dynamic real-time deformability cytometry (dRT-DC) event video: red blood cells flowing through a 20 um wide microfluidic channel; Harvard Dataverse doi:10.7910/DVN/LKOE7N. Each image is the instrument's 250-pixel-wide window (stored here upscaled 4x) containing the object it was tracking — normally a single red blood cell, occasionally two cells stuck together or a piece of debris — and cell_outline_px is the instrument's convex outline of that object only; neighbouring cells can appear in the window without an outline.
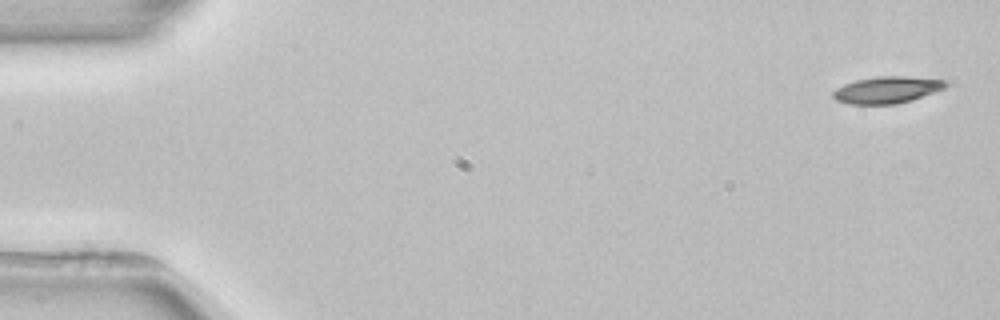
{"species": "common noctule bat (a hibernating species)", "species_latin": "Nyctalus noctula", "temperature_condition": "room temperature", "stored_images_in_passage": 4, "segment_of_instrument_passage": [2, 2], "camera_frame_rate_fps": 3000, "um_per_image_px": 0.085, "animal": {"sex": "female", "body_mass_g": 22.7, "forearm_length_mm": 54.2}, "frame": {"image": 1, "passage_image": 4, "time_ms": 6.0, "image_size_px": [1000, 320], "cell_outline_px": [[948, 84], [944, 88], [912, 100], [896, 104], [848, 104], [836, 100], [832, 96], [832, 92], [836, 88], [844, 84], [856, 80], [880, 76], [904, 76], [944, 80]], "centroid_in_image_um": [75.35, 7.64], "position_along_channel_um": 9.6, "area_um2": 17.46}}